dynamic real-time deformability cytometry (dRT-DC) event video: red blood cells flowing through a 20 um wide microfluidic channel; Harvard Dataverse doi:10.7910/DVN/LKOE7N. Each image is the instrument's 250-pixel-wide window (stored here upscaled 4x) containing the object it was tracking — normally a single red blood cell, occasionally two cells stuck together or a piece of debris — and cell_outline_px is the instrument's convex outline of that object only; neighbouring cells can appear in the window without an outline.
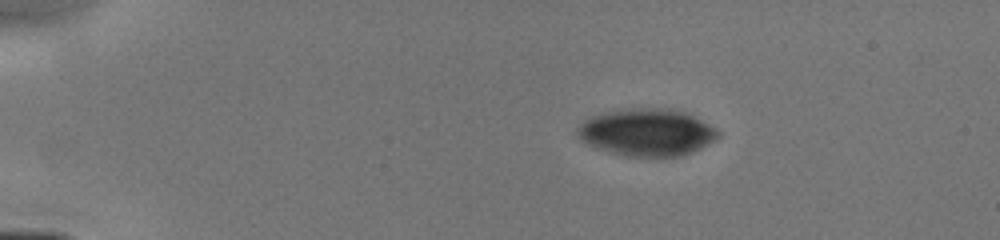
{"species": "human", "species_latin": "Homo sapiens", "temperature_condition": "cold", "stored_images_in_passage": 13, "camera_frame_rate_fps": 3000, "um_per_image_px": 0.085, "donor": {"sex": "male"}, "frame": {"image": 1, "passage_image": 1, "time_ms": 0.0, "image_size_px": [1000, 240], "cell_outline_px": [[720, 136], [716, 140], [700, 148], [680, 156], [624, 156], [596, 148], [588, 144], [576, 136], [576, 128], [584, 120], [592, 116], [604, 112], [624, 108], [668, 108], [688, 112], [716, 128], [720, 132]], "centroid_in_image_um": [54.98, 11.23], "position_along_channel_um": 30.0, "area_um2": 39.02}}
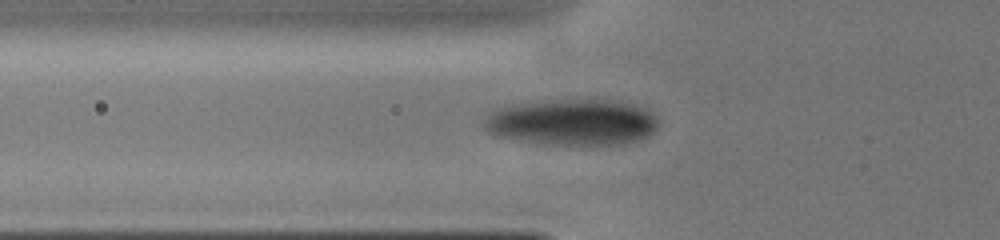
{"frame": {"image": 2, "passage_image": 9, "time_ms": 3.0, "image_size_px": [1000, 240], "cell_outline_px": [[660, 124], [648, 136], [636, 140], [620, 144], [564, 144], [496, 136], [488, 132], [484, 128], [484, 120], [488, 112], [492, 108], [508, 104], [528, 100], [620, 100], [636, 104], [648, 108], [660, 120]], "centroid_in_image_um": [48.65, 10.33], "position_along_channel_um": 77.2, "area_um2": 47.34}}
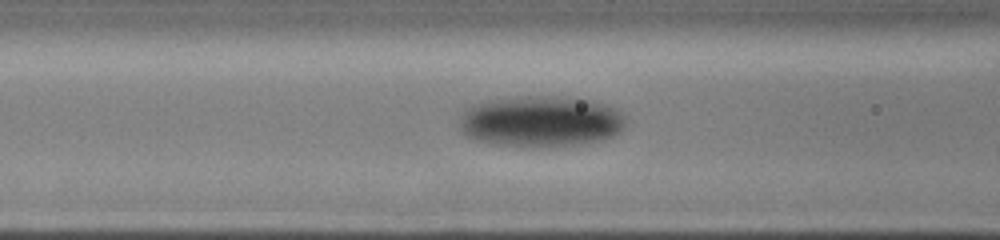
{"frame": {"image": 3, "passage_image": 12, "time_ms": 4.0, "image_size_px": [1000, 240], "cell_outline_px": [[624, 128], [620, 132], [604, 140], [576, 144], [532, 148], [500, 144], [476, 140], [468, 136], [460, 128], [460, 120], [464, 112], [472, 104], [488, 100], [516, 96], [564, 96], [592, 100], [608, 104], [616, 108], [624, 116]], "centroid_in_image_um": [46.01, 10.3], "position_along_channel_um": 120.6, "area_um2": 49.88}}